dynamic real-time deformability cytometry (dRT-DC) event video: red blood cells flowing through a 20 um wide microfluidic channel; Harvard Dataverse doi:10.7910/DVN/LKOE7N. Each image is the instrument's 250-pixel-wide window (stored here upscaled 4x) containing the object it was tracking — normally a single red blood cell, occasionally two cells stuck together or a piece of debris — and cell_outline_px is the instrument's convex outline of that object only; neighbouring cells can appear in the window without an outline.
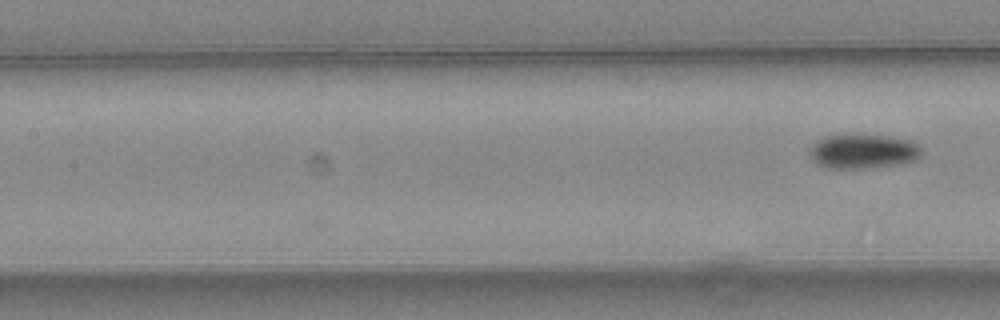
{"species": "common noctule bat (a hibernating species)", "species_latin": "Nyctalus noctula", "temperature_condition": "warm", "stored_images_in_passage": 5, "camera_frame_rate_fps": 3000, "um_per_image_px": 0.085, "animal": {"sex": "female", "body_mass_g": 24.6, "forearm_length_mm": 56.2}, "frame": {"image": 1, "passage_image": 5, "time_ms": 1.333, "image_size_px": [1000, 320], "cell_outline_px": [[924, 152], [916, 160], [904, 164], [872, 168], [828, 168], [816, 164], [812, 160], [808, 152], [816, 140], [824, 136], [888, 136], [912, 140]], "centroid_in_image_um": [73.39, 12.9], "position_along_channel_um": 134.0, "area_um2": 22.54}}